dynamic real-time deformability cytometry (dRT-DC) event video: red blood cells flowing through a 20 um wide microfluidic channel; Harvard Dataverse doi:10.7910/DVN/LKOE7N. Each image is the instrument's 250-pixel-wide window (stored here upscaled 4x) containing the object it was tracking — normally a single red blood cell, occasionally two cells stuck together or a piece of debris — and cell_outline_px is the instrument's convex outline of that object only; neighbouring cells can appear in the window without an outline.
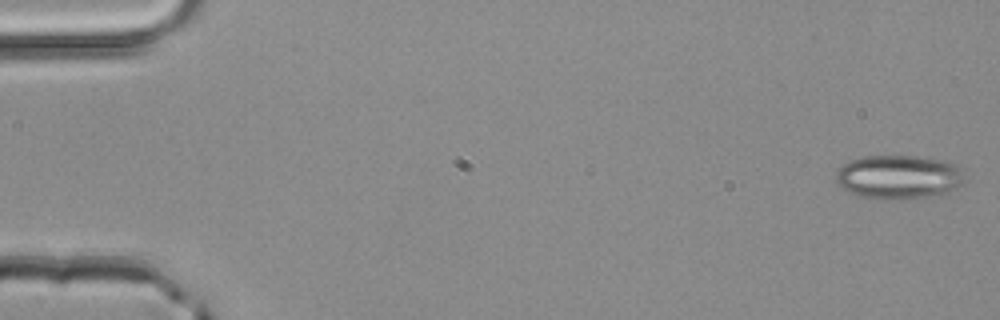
{"species": "common noctule bat (a hibernating species)", "species_latin": "Nyctalus noctula", "temperature_condition": "room temperature", "stored_images_in_passage": 50, "camera_frame_rate_fps": 3000, "um_per_image_px": 0.085, "animal": {"sex": "male", "body_mass_g": 20.4}, "frame": {"image": 1, "passage_image": 1, "time_ms": 0.0, "image_size_px": [1000, 320], "cell_outline_px": [[968, 180], [964, 184], [940, 196], [908, 200], [884, 200], [860, 196], [840, 188], [836, 180], [836, 172], [848, 160], [864, 156], [916, 156], [944, 160], [956, 164], [960, 168]], "centroid_in_image_um": [76.45, 15.07], "position_along_channel_um": 8.6, "area_um2": 33.93}}
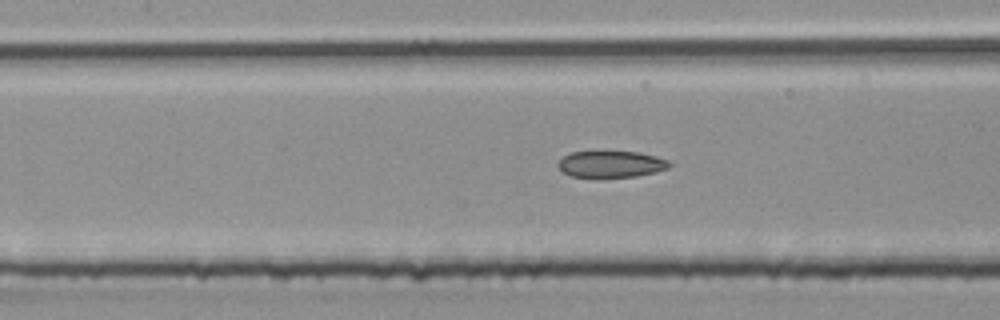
{"frame": {"image": 2, "passage_image": 23, "time_ms": 7.333, "image_size_px": [1000, 320], "cell_outline_px": [[672, 164], [668, 168], [656, 172], [636, 176], [572, 176], [564, 172], [556, 164], [564, 156], [572, 152], [640, 152], [656, 156], [668, 160]], "centroid_in_image_um": [51.99, 13.94], "position_along_channel_um": 155.4, "area_um2": 16.82}}
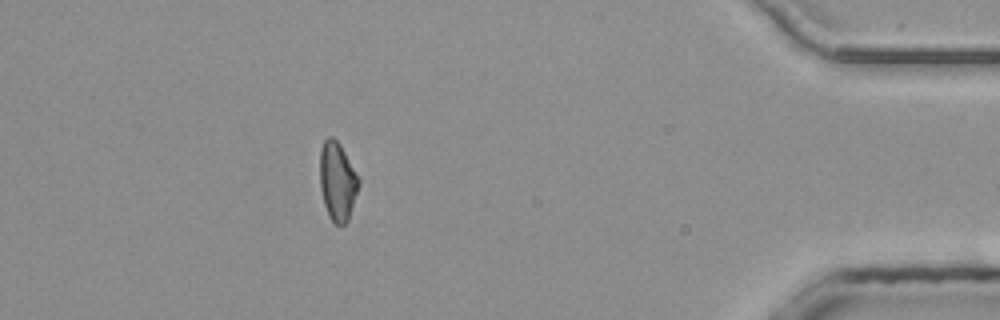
{"frame": {"image": 3, "passage_image": 45, "time_ms": 14.667, "image_size_px": [1000, 320], "cell_outline_px": [[360, 184], [348, 220], [344, 224], [336, 224], [328, 216], [324, 204], [320, 188], [320, 148], [324, 140], [328, 136], [332, 136], [340, 144], [360, 180]], "centroid_in_image_um": [28.67, 15.4], "position_along_channel_um": 406.5, "area_um2": 17.74}, "authors_computed_cell_mechanics": {"area_um2": 18.3226, "velocity_mm_per_s": 4.1528, "shape_relaxation_time_tau1_ms": null, "shape_relaxation_time_tau2_ms": 4.6081, "deformation_change_tau1": null, "deformation_change_tau2": 0.122}}